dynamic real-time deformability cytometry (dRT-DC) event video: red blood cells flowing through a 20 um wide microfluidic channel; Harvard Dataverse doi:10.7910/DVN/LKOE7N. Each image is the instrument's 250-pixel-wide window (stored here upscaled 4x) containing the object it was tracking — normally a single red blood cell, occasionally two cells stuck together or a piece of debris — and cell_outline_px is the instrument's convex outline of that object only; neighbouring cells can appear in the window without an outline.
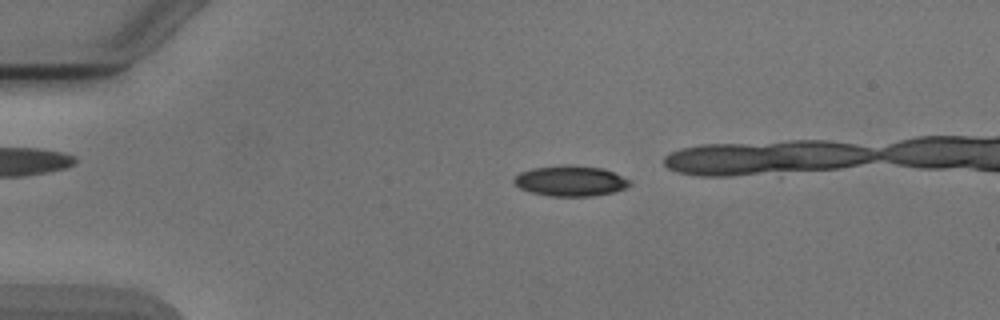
{"species": "Egyptian fruit bat (a non-hibernating species)", "species_latin": "Rousettus aegyptiacus", "temperature_condition": "cold", "stored_images_in_passage": 4, "camera_frame_rate_fps": 3000, "um_per_image_px": 0.085, "animal": {"sex": "male"}, "frame": {"image": 1, "passage_image": 2, "time_ms": 1.333, "image_size_px": [1000, 320], "cell_outline_px": [[632, 184], [624, 188], [612, 192], [592, 196], [552, 196], [532, 192], [520, 188], [512, 180], [520, 172], [532, 168], [564, 164], [572, 164], [604, 168], [632, 180]], "centroid_in_image_um": [48.52, 15.35], "position_along_channel_um": 36.5, "area_um2": 20.69}}